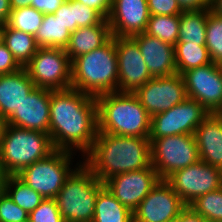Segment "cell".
<instances>
[{
    "label": "cell",
    "mask_w": 222,
    "mask_h": 222,
    "mask_svg": "<svg viewBox=\"0 0 222 222\" xmlns=\"http://www.w3.org/2000/svg\"><path fill=\"white\" fill-rule=\"evenodd\" d=\"M150 117L169 110L187 98L181 74L153 77L134 93Z\"/></svg>",
    "instance_id": "12"
},
{
    "label": "cell",
    "mask_w": 222,
    "mask_h": 222,
    "mask_svg": "<svg viewBox=\"0 0 222 222\" xmlns=\"http://www.w3.org/2000/svg\"><path fill=\"white\" fill-rule=\"evenodd\" d=\"M187 207L166 180L159 182L132 212L133 222H167Z\"/></svg>",
    "instance_id": "15"
},
{
    "label": "cell",
    "mask_w": 222,
    "mask_h": 222,
    "mask_svg": "<svg viewBox=\"0 0 222 222\" xmlns=\"http://www.w3.org/2000/svg\"><path fill=\"white\" fill-rule=\"evenodd\" d=\"M67 0H35L30 6L43 14H54Z\"/></svg>",
    "instance_id": "38"
},
{
    "label": "cell",
    "mask_w": 222,
    "mask_h": 222,
    "mask_svg": "<svg viewBox=\"0 0 222 222\" xmlns=\"http://www.w3.org/2000/svg\"><path fill=\"white\" fill-rule=\"evenodd\" d=\"M118 62V92L135 93L153 78L136 41L130 36H114Z\"/></svg>",
    "instance_id": "14"
},
{
    "label": "cell",
    "mask_w": 222,
    "mask_h": 222,
    "mask_svg": "<svg viewBox=\"0 0 222 222\" xmlns=\"http://www.w3.org/2000/svg\"><path fill=\"white\" fill-rule=\"evenodd\" d=\"M54 16L70 32H74L79 27L100 24L105 19L97 10L75 0H67L54 13Z\"/></svg>",
    "instance_id": "23"
},
{
    "label": "cell",
    "mask_w": 222,
    "mask_h": 222,
    "mask_svg": "<svg viewBox=\"0 0 222 222\" xmlns=\"http://www.w3.org/2000/svg\"><path fill=\"white\" fill-rule=\"evenodd\" d=\"M179 23L180 14L169 16L150 15L144 33L174 46L178 42Z\"/></svg>",
    "instance_id": "30"
},
{
    "label": "cell",
    "mask_w": 222,
    "mask_h": 222,
    "mask_svg": "<svg viewBox=\"0 0 222 222\" xmlns=\"http://www.w3.org/2000/svg\"><path fill=\"white\" fill-rule=\"evenodd\" d=\"M210 10L222 17V0H211V7Z\"/></svg>",
    "instance_id": "45"
},
{
    "label": "cell",
    "mask_w": 222,
    "mask_h": 222,
    "mask_svg": "<svg viewBox=\"0 0 222 222\" xmlns=\"http://www.w3.org/2000/svg\"><path fill=\"white\" fill-rule=\"evenodd\" d=\"M81 4L97 10L105 19L111 11V0H75Z\"/></svg>",
    "instance_id": "39"
},
{
    "label": "cell",
    "mask_w": 222,
    "mask_h": 222,
    "mask_svg": "<svg viewBox=\"0 0 222 222\" xmlns=\"http://www.w3.org/2000/svg\"><path fill=\"white\" fill-rule=\"evenodd\" d=\"M150 15H177L181 10L177 0H147Z\"/></svg>",
    "instance_id": "36"
},
{
    "label": "cell",
    "mask_w": 222,
    "mask_h": 222,
    "mask_svg": "<svg viewBox=\"0 0 222 222\" xmlns=\"http://www.w3.org/2000/svg\"><path fill=\"white\" fill-rule=\"evenodd\" d=\"M187 97L198 101L209 113H222V67L215 63L189 69L182 74Z\"/></svg>",
    "instance_id": "13"
},
{
    "label": "cell",
    "mask_w": 222,
    "mask_h": 222,
    "mask_svg": "<svg viewBox=\"0 0 222 222\" xmlns=\"http://www.w3.org/2000/svg\"><path fill=\"white\" fill-rule=\"evenodd\" d=\"M166 181L188 206L199 196L222 186V170L199 160L174 172Z\"/></svg>",
    "instance_id": "11"
},
{
    "label": "cell",
    "mask_w": 222,
    "mask_h": 222,
    "mask_svg": "<svg viewBox=\"0 0 222 222\" xmlns=\"http://www.w3.org/2000/svg\"><path fill=\"white\" fill-rule=\"evenodd\" d=\"M83 162L101 182L151 165L149 138L97 133Z\"/></svg>",
    "instance_id": "2"
},
{
    "label": "cell",
    "mask_w": 222,
    "mask_h": 222,
    "mask_svg": "<svg viewBox=\"0 0 222 222\" xmlns=\"http://www.w3.org/2000/svg\"><path fill=\"white\" fill-rule=\"evenodd\" d=\"M35 0H10L11 9L23 8L30 6Z\"/></svg>",
    "instance_id": "44"
},
{
    "label": "cell",
    "mask_w": 222,
    "mask_h": 222,
    "mask_svg": "<svg viewBox=\"0 0 222 222\" xmlns=\"http://www.w3.org/2000/svg\"><path fill=\"white\" fill-rule=\"evenodd\" d=\"M51 90L35 87L7 119V125L49 134Z\"/></svg>",
    "instance_id": "17"
},
{
    "label": "cell",
    "mask_w": 222,
    "mask_h": 222,
    "mask_svg": "<svg viewBox=\"0 0 222 222\" xmlns=\"http://www.w3.org/2000/svg\"><path fill=\"white\" fill-rule=\"evenodd\" d=\"M150 12L147 0H111L108 24L112 36H133L146 30Z\"/></svg>",
    "instance_id": "18"
},
{
    "label": "cell",
    "mask_w": 222,
    "mask_h": 222,
    "mask_svg": "<svg viewBox=\"0 0 222 222\" xmlns=\"http://www.w3.org/2000/svg\"><path fill=\"white\" fill-rule=\"evenodd\" d=\"M213 63L222 65V17L208 9L206 44Z\"/></svg>",
    "instance_id": "33"
},
{
    "label": "cell",
    "mask_w": 222,
    "mask_h": 222,
    "mask_svg": "<svg viewBox=\"0 0 222 222\" xmlns=\"http://www.w3.org/2000/svg\"><path fill=\"white\" fill-rule=\"evenodd\" d=\"M92 222H133V213L104 186L97 195Z\"/></svg>",
    "instance_id": "24"
},
{
    "label": "cell",
    "mask_w": 222,
    "mask_h": 222,
    "mask_svg": "<svg viewBox=\"0 0 222 222\" xmlns=\"http://www.w3.org/2000/svg\"><path fill=\"white\" fill-rule=\"evenodd\" d=\"M8 177H9V174L5 170L4 165L0 158V192L4 191Z\"/></svg>",
    "instance_id": "43"
},
{
    "label": "cell",
    "mask_w": 222,
    "mask_h": 222,
    "mask_svg": "<svg viewBox=\"0 0 222 222\" xmlns=\"http://www.w3.org/2000/svg\"><path fill=\"white\" fill-rule=\"evenodd\" d=\"M70 36L71 32L54 14H44L42 24L34 37L38 47L65 49Z\"/></svg>",
    "instance_id": "26"
},
{
    "label": "cell",
    "mask_w": 222,
    "mask_h": 222,
    "mask_svg": "<svg viewBox=\"0 0 222 222\" xmlns=\"http://www.w3.org/2000/svg\"><path fill=\"white\" fill-rule=\"evenodd\" d=\"M28 222H64L55 199H44L41 204L29 213Z\"/></svg>",
    "instance_id": "35"
},
{
    "label": "cell",
    "mask_w": 222,
    "mask_h": 222,
    "mask_svg": "<svg viewBox=\"0 0 222 222\" xmlns=\"http://www.w3.org/2000/svg\"><path fill=\"white\" fill-rule=\"evenodd\" d=\"M150 140L151 166L160 180L197 163L198 147L194 134H180Z\"/></svg>",
    "instance_id": "7"
},
{
    "label": "cell",
    "mask_w": 222,
    "mask_h": 222,
    "mask_svg": "<svg viewBox=\"0 0 222 222\" xmlns=\"http://www.w3.org/2000/svg\"><path fill=\"white\" fill-rule=\"evenodd\" d=\"M10 0H0V22L7 23L11 13Z\"/></svg>",
    "instance_id": "42"
},
{
    "label": "cell",
    "mask_w": 222,
    "mask_h": 222,
    "mask_svg": "<svg viewBox=\"0 0 222 222\" xmlns=\"http://www.w3.org/2000/svg\"><path fill=\"white\" fill-rule=\"evenodd\" d=\"M29 214L12 201L8 194L0 192V222H28Z\"/></svg>",
    "instance_id": "34"
},
{
    "label": "cell",
    "mask_w": 222,
    "mask_h": 222,
    "mask_svg": "<svg viewBox=\"0 0 222 222\" xmlns=\"http://www.w3.org/2000/svg\"><path fill=\"white\" fill-rule=\"evenodd\" d=\"M208 9L183 11L180 14L179 37L177 43L206 44V24Z\"/></svg>",
    "instance_id": "25"
},
{
    "label": "cell",
    "mask_w": 222,
    "mask_h": 222,
    "mask_svg": "<svg viewBox=\"0 0 222 222\" xmlns=\"http://www.w3.org/2000/svg\"><path fill=\"white\" fill-rule=\"evenodd\" d=\"M24 68L36 87L50 90L71 88V61L65 49L38 47Z\"/></svg>",
    "instance_id": "9"
},
{
    "label": "cell",
    "mask_w": 222,
    "mask_h": 222,
    "mask_svg": "<svg viewBox=\"0 0 222 222\" xmlns=\"http://www.w3.org/2000/svg\"><path fill=\"white\" fill-rule=\"evenodd\" d=\"M22 67L4 43L0 45V75L17 72Z\"/></svg>",
    "instance_id": "37"
},
{
    "label": "cell",
    "mask_w": 222,
    "mask_h": 222,
    "mask_svg": "<svg viewBox=\"0 0 222 222\" xmlns=\"http://www.w3.org/2000/svg\"><path fill=\"white\" fill-rule=\"evenodd\" d=\"M181 222H207L199 214L195 213L189 206H187L178 216Z\"/></svg>",
    "instance_id": "41"
},
{
    "label": "cell",
    "mask_w": 222,
    "mask_h": 222,
    "mask_svg": "<svg viewBox=\"0 0 222 222\" xmlns=\"http://www.w3.org/2000/svg\"><path fill=\"white\" fill-rule=\"evenodd\" d=\"M72 152L55 150L48 157L24 168L17 176L44 199H54L66 179L76 169H71Z\"/></svg>",
    "instance_id": "8"
},
{
    "label": "cell",
    "mask_w": 222,
    "mask_h": 222,
    "mask_svg": "<svg viewBox=\"0 0 222 222\" xmlns=\"http://www.w3.org/2000/svg\"><path fill=\"white\" fill-rule=\"evenodd\" d=\"M199 159L222 170V113H210L194 132Z\"/></svg>",
    "instance_id": "20"
},
{
    "label": "cell",
    "mask_w": 222,
    "mask_h": 222,
    "mask_svg": "<svg viewBox=\"0 0 222 222\" xmlns=\"http://www.w3.org/2000/svg\"><path fill=\"white\" fill-rule=\"evenodd\" d=\"M98 133L96 97L74 88L51 90L49 134L55 150L87 154Z\"/></svg>",
    "instance_id": "1"
},
{
    "label": "cell",
    "mask_w": 222,
    "mask_h": 222,
    "mask_svg": "<svg viewBox=\"0 0 222 222\" xmlns=\"http://www.w3.org/2000/svg\"><path fill=\"white\" fill-rule=\"evenodd\" d=\"M6 28V24L0 22V45L4 42V31Z\"/></svg>",
    "instance_id": "47"
},
{
    "label": "cell",
    "mask_w": 222,
    "mask_h": 222,
    "mask_svg": "<svg viewBox=\"0 0 222 222\" xmlns=\"http://www.w3.org/2000/svg\"><path fill=\"white\" fill-rule=\"evenodd\" d=\"M54 151L50 134L6 125L0 146V158L9 175H17Z\"/></svg>",
    "instance_id": "6"
},
{
    "label": "cell",
    "mask_w": 222,
    "mask_h": 222,
    "mask_svg": "<svg viewBox=\"0 0 222 222\" xmlns=\"http://www.w3.org/2000/svg\"><path fill=\"white\" fill-rule=\"evenodd\" d=\"M112 37L108 19L93 26L79 27L71 32L65 52L72 61L76 57L89 53L104 45Z\"/></svg>",
    "instance_id": "22"
},
{
    "label": "cell",
    "mask_w": 222,
    "mask_h": 222,
    "mask_svg": "<svg viewBox=\"0 0 222 222\" xmlns=\"http://www.w3.org/2000/svg\"><path fill=\"white\" fill-rule=\"evenodd\" d=\"M159 180L156 170L150 165L145 169L114 175L104 184L121 204L133 212Z\"/></svg>",
    "instance_id": "16"
},
{
    "label": "cell",
    "mask_w": 222,
    "mask_h": 222,
    "mask_svg": "<svg viewBox=\"0 0 222 222\" xmlns=\"http://www.w3.org/2000/svg\"><path fill=\"white\" fill-rule=\"evenodd\" d=\"M131 37L138 44L152 77H163L177 73L173 45L144 32Z\"/></svg>",
    "instance_id": "19"
},
{
    "label": "cell",
    "mask_w": 222,
    "mask_h": 222,
    "mask_svg": "<svg viewBox=\"0 0 222 222\" xmlns=\"http://www.w3.org/2000/svg\"><path fill=\"white\" fill-rule=\"evenodd\" d=\"M209 114L202 104L187 97L180 104L151 117L149 139L194 134L195 129Z\"/></svg>",
    "instance_id": "10"
},
{
    "label": "cell",
    "mask_w": 222,
    "mask_h": 222,
    "mask_svg": "<svg viewBox=\"0 0 222 222\" xmlns=\"http://www.w3.org/2000/svg\"><path fill=\"white\" fill-rule=\"evenodd\" d=\"M188 206L207 222H222V186L199 196Z\"/></svg>",
    "instance_id": "31"
},
{
    "label": "cell",
    "mask_w": 222,
    "mask_h": 222,
    "mask_svg": "<svg viewBox=\"0 0 222 222\" xmlns=\"http://www.w3.org/2000/svg\"><path fill=\"white\" fill-rule=\"evenodd\" d=\"M98 133L149 138L151 117L134 93L96 97Z\"/></svg>",
    "instance_id": "3"
},
{
    "label": "cell",
    "mask_w": 222,
    "mask_h": 222,
    "mask_svg": "<svg viewBox=\"0 0 222 222\" xmlns=\"http://www.w3.org/2000/svg\"><path fill=\"white\" fill-rule=\"evenodd\" d=\"M35 87L25 68L0 75V117L6 120Z\"/></svg>",
    "instance_id": "21"
},
{
    "label": "cell",
    "mask_w": 222,
    "mask_h": 222,
    "mask_svg": "<svg viewBox=\"0 0 222 222\" xmlns=\"http://www.w3.org/2000/svg\"><path fill=\"white\" fill-rule=\"evenodd\" d=\"M3 43L22 68L29 63L38 49L34 35L13 29L7 24Z\"/></svg>",
    "instance_id": "27"
},
{
    "label": "cell",
    "mask_w": 222,
    "mask_h": 222,
    "mask_svg": "<svg viewBox=\"0 0 222 222\" xmlns=\"http://www.w3.org/2000/svg\"><path fill=\"white\" fill-rule=\"evenodd\" d=\"M4 191L14 203L28 214L35 210L44 198L24 183L17 175H9Z\"/></svg>",
    "instance_id": "29"
},
{
    "label": "cell",
    "mask_w": 222,
    "mask_h": 222,
    "mask_svg": "<svg viewBox=\"0 0 222 222\" xmlns=\"http://www.w3.org/2000/svg\"><path fill=\"white\" fill-rule=\"evenodd\" d=\"M43 18V13L32 6H27L12 10L6 24L13 29L35 36L42 24Z\"/></svg>",
    "instance_id": "32"
},
{
    "label": "cell",
    "mask_w": 222,
    "mask_h": 222,
    "mask_svg": "<svg viewBox=\"0 0 222 222\" xmlns=\"http://www.w3.org/2000/svg\"><path fill=\"white\" fill-rule=\"evenodd\" d=\"M6 125H7L6 120L0 117V146Z\"/></svg>",
    "instance_id": "46"
},
{
    "label": "cell",
    "mask_w": 222,
    "mask_h": 222,
    "mask_svg": "<svg viewBox=\"0 0 222 222\" xmlns=\"http://www.w3.org/2000/svg\"><path fill=\"white\" fill-rule=\"evenodd\" d=\"M182 11H200L210 9L211 0H177Z\"/></svg>",
    "instance_id": "40"
},
{
    "label": "cell",
    "mask_w": 222,
    "mask_h": 222,
    "mask_svg": "<svg viewBox=\"0 0 222 222\" xmlns=\"http://www.w3.org/2000/svg\"><path fill=\"white\" fill-rule=\"evenodd\" d=\"M104 186L84 163L76 167L54 198L64 222H92L95 201Z\"/></svg>",
    "instance_id": "5"
},
{
    "label": "cell",
    "mask_w": 222,
    "mask_h": 222,
    "mask_svg": "<svg viewBox=\"0 0 222 222\" xmlns=\"http://www.w3.org/2000/svg\"><path fill=\"white\" fill-rule=\"evenodd\" d=\"M167 222H181V220H180L179 217H177V218H174V219L169 220V221H167Z\"/></svg>",
    "instance_id": "48"
},
{
    "label": "cell",
    "mask_w": 222,
    "mask_h": 222,
    "mask_svg": "<svg viewBox=\"0 0 222 222\" xmlns=\"http://www.w3.org/2000/svg\"><path fill=\"white\" fill-rule=\"evenodd\" d=\"M177 73L212 63L206 46L192 43H176L174 45Z\"/></svg>",
    "instance_id": "28"
},
{
    "label": "cell",
    "mask_w": 222,
    "mask_h": 222,
    "mask_svg": "<svg viewBox=\"0 0 222 222\" xmlns=\"http://www.w3.org/2000/svg\"><path fill=\"white\" fill-rule=\"evenodd\" d=\"M71 88L97 97L118 92V62L115 38L71 61Z\"/></svg>",
    "instance_id": "4"
}]
</instances>
